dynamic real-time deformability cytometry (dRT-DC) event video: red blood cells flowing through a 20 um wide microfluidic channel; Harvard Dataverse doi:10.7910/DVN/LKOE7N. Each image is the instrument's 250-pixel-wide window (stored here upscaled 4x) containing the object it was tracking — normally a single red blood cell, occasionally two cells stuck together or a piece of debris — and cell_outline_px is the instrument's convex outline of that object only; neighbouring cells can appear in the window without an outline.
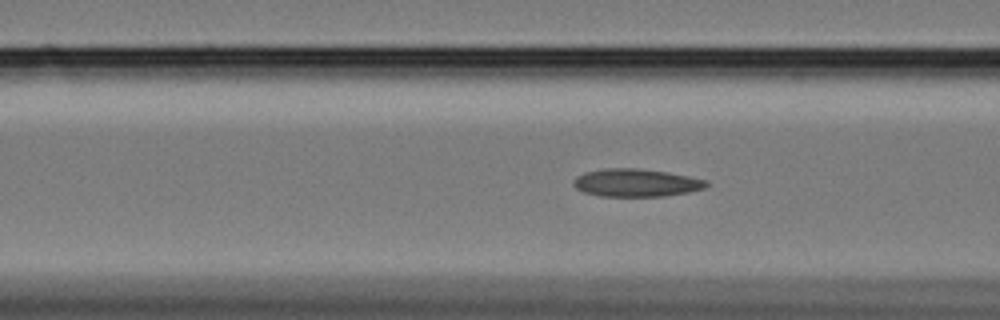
{"species": "Egyptian fruit bat (a non-hibernating species)", "species_latin": "Rousettus aegyptiacus", "temperature_condition": "cold", "stored_images_in_passage": 36, "camera_frame_rate_fps": 3000, "um_per_image_px": 0.085, "animal": {"sex": "female"}, "frame": {"image": 1, "passage_image": 7, "time_ms": 2.0, "image_size_px": [1000, 320], "cell_outline_px": [[708, 184], [704, 188], [688, 192], [664, 196], [600, 196], [584, 192], [576, 188], [572, 184], [572, 180], [576, 176], [584, 172], [608, 168], [636, 168], [668, 172], [708, 180]], "centroid_in_image_um": [54.04, 15.53], "position_along_channel_um": 112.6, "area_um2": 21.56}}
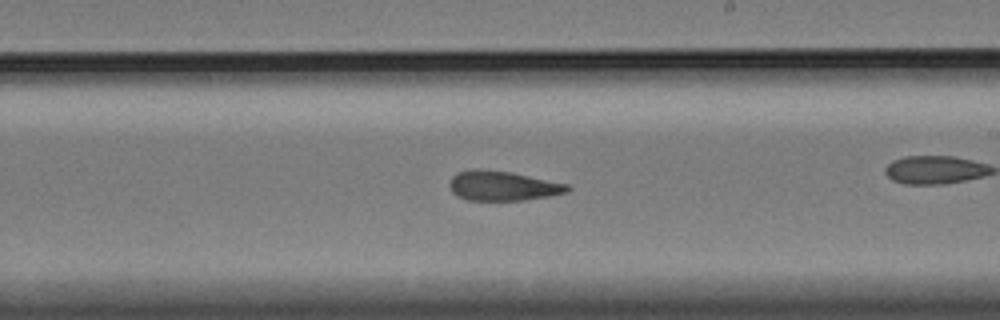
{"frame": {"image": 2, "passage_image": 19, "time_ms": 6.0, "image_size_px": [1000, 320], "cell_outline_px": [[572, 188], [568, 192], [548, 196], [524, 200], [464, 200], [456, 196], [452, 192], [448, 184], [452, 176], [456, 172], [476, 168], [480, 168], [512, 172], [568, 184]], "centroid_in_image_um": [42.69, 15.79], "position_along_channel_um": 246.3, "area_um2": 20.69}}
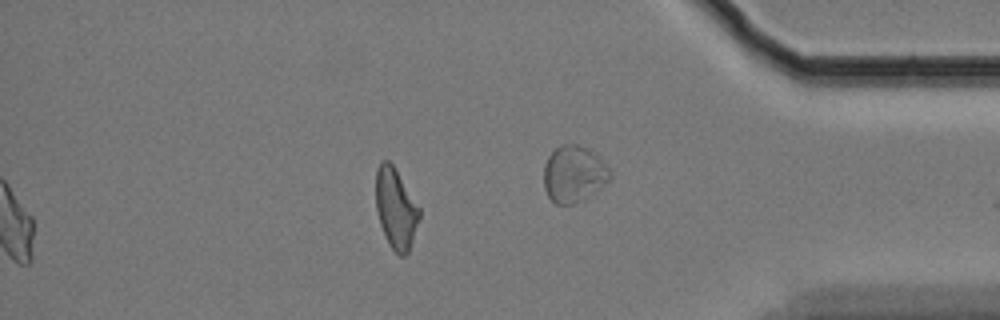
{"frame": {"image": 3, "passage_image": 36, "time_ms": 11.667, "image_size_px": [1000, 320], "cell_outline_px": [[420, 216], [408, 252], [404, 256], [400, 256], [388, 244], [380, 224], [376, 208], [376, 168], [380, 160], [388, 160], [392, 164], [420, 208]], "centroid_in_image_um": [33.62, 17.71], "position_along_channel_um": 401.6, "area_um2": 20.17}, "authors_computed_cell_mechanics": {"area_um2": 20.6346, "velocity_mm_per_s": 3.3362, "shape_relaxation_time_tau1_ms": 7.2221, "shape_relaxation_time_tau2_ms": 3.0557, "deformation_change_tau1": 0.1855, "deformation_change_tau2": 0.1112}}